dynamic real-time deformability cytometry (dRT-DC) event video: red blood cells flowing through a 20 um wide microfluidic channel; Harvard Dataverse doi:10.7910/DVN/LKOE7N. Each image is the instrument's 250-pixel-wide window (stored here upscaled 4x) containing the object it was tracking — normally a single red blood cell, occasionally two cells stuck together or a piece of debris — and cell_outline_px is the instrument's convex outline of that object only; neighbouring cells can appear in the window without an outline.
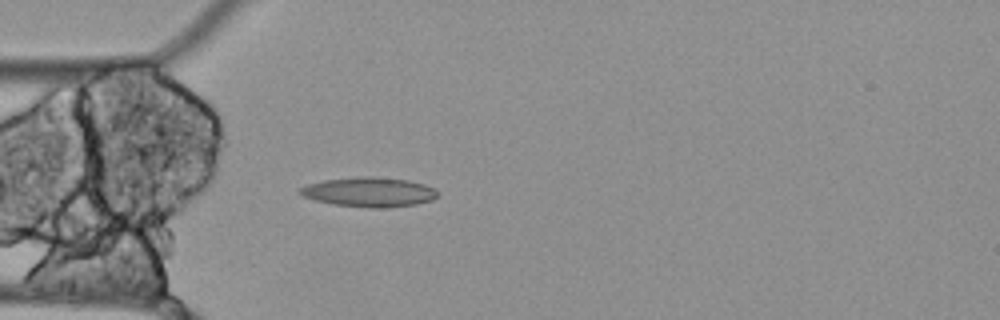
{"species": "Egyptian fruit bat (a non-hibernating species)", "species_latin": "Rousettus aegyptiacus", "temperature_condition": "cold", "stored_images_in_passage": 9, "camera_frame_rate_fps": 3000, "um_per_image_px": 0.085, "animal": {"sex": "female"}, "frame": {"image": 1, "passage_image": 1, "time_ms": 0.0, "image_size_px": [1000, 320], "cell_outline_px": [[440, 192], [432, 200], [416, 204], [384, 208], [372, 208], [332, 204], [316, 200], [304, 196], [296, 192], [300, 188], [308, 184], [324, 180], [360, 176], [376, 176], [408, 180], [424, 184]], "centroid_in_image_um": [31.38, 16.32], "position_along_channel_um": 53.6, "area_um2": 23.76}}
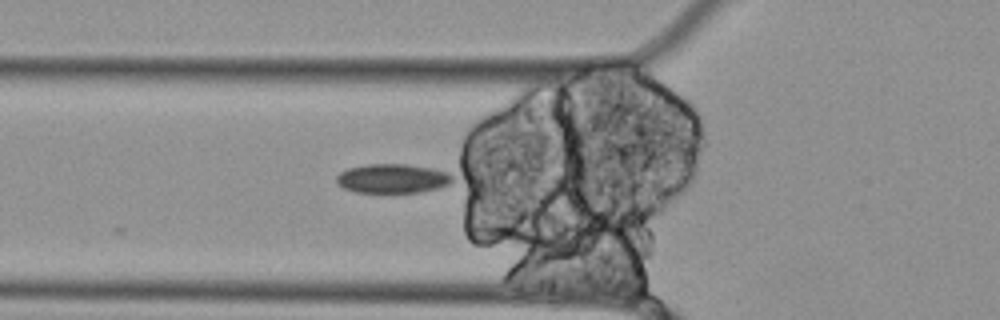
{"frame": {"image": 2, "passage_image": 4, "time_ms": 1.0, "image_size_px": [1000, 320], "cell_outline_px": [[456, 180], [452, 184], [440, 188], [420, 192], [356, 192], [344, 188], [336, 184], [336, 176], [340, 172], [348, 168], [368, 164], [408, 164], [432, 168], [448, 172]], "centroid_in_image_um": [33.41, 15.17], "position_along_channel_um": 92.4, "area_um2": 20.0}}
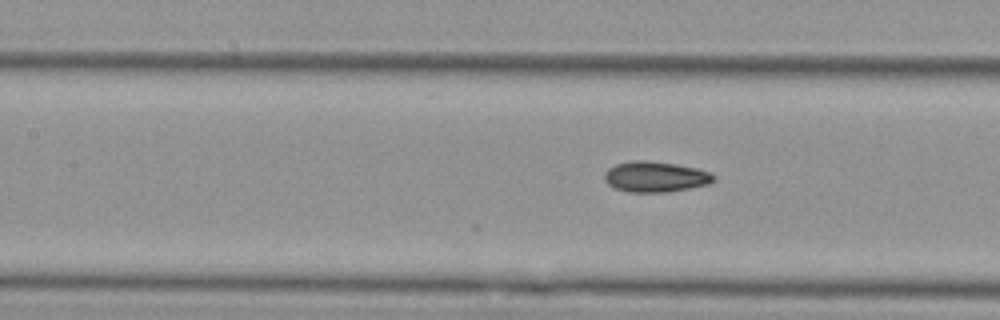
{"frame": {"image": 3, "passage_image": 9, "time_ms": 2.667, "image_size_px": [1000, 320], "cell_outline_px": [[716, 180], [708, 184], [688, 188], [664, 192], [628, 192], [612, 188], [604, 180], [604, 172], [608, 168], [616, 164], [632, 160], [644, 160], [676, 164], [696, 168], [708, 172], [716, 176]], "centroid_in_image_um": [55.66, 15.02], "position_along_channel_um": 151.7, "area_um2": 19.54}}